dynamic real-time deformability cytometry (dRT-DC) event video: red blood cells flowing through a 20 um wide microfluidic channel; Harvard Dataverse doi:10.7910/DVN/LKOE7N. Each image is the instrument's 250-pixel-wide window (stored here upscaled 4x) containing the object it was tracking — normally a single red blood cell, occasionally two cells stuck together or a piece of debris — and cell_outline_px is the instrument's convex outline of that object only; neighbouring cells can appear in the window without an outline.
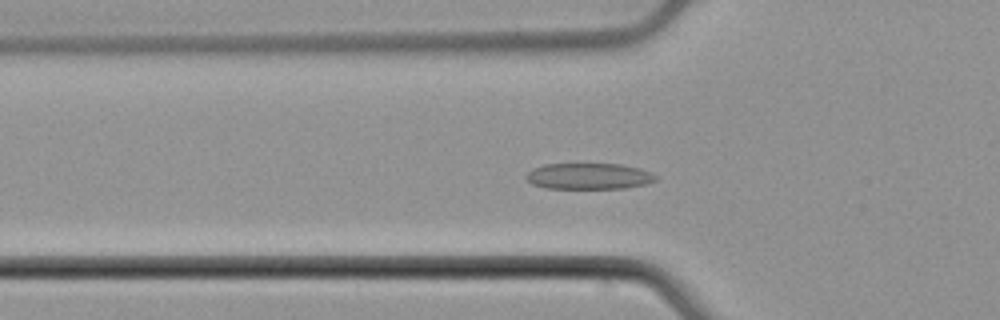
{"species": "common noctule bat (a hibernating species)", "species_latin": "Nyctalus noctula", "temperature_condition": "cold", "stored_images_in_passage": 53, "camera_frame_rate_fps": 3000, "um_per_image_px": 0.085, "animal": {"sex": "male", "body_mass_g": 21.5, "forearm_length_mm": 52.0}, "frame": {"image": 1, "passage_image": 18, "time_ms": 5.667, "image_size_px": [1000, 320], "cell_outline_px": [[656, 180], [644, 184], [624, 188], [544, 188], [532, 184], [524, 176], [532, 168], [544, 164], [620, 164], [640, 168], [656, 176]], "centroid_in_image_um": [49.99, 14.97], "position_along_channel_um": 75.8, "area_um2": 19.59}}
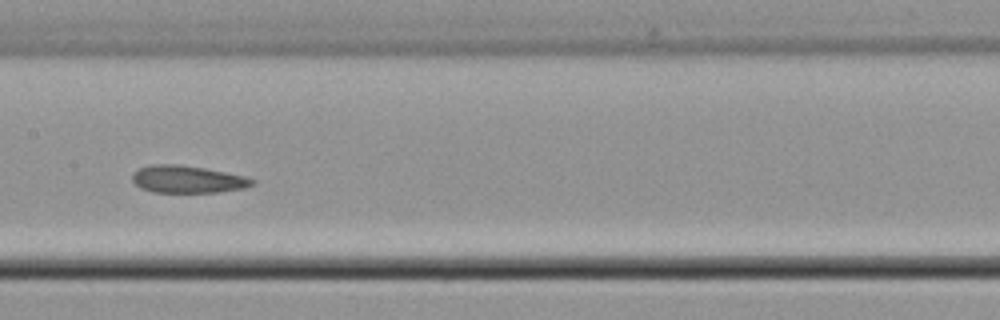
{"frame": {"image": 2, "passage_image": 27, "time_ms": 8.667, "image_size_px": [1000, 320], "cell_outline_px": [[256, 180], [252, 184], [244, 188], [216, 192], [152, 192], [140, 188], [132, 180], [132, 172], [140, 168], [152, 164], [180, 164], [204, 168], [244, 176]], "centroid_in_image_um": [15.89, 15.23], "position_along_channel_um": 191.5, "area_um2": 19.02}}
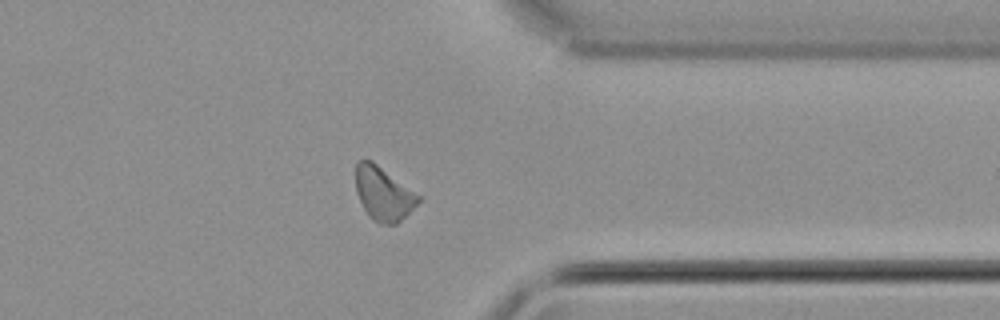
{"frame": {"image": 3, "passage_image": 42, "time_ms": 13.667, "image_size_px": [1000, 320], "cell_outline_px": [[424, 196], [396, 224], [380, 224], [372, 220], [368, 216], [356, 192], [356, 164], [360, 160], [372, 160]], "centroid_in_image_um": [32.61, 16.44], "position_along_channel_um": 378.8, "area_um2": 19.77}, "authors_computed_cell_mechanics": {"area_um2": 19.7676, "velocity_mm_per_s": 3.8776, "shape_relaxation_time_tau1_ms": 4.6561, "shape_relaxation_time_tau2_ms": 1.7283, "deformation_change_tau1": 0.0881, "deformation_change_tau2": 0.0921}}